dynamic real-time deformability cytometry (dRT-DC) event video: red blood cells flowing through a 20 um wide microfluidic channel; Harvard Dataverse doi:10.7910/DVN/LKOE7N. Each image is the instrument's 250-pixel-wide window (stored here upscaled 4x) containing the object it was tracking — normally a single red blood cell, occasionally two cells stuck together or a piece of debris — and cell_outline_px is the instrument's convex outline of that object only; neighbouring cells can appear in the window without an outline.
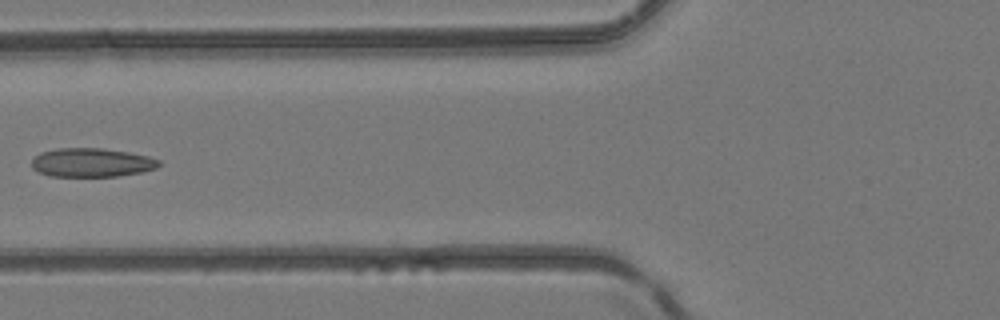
{"species": "common noctule bat (a hibernating species)", "species_latin": "Nyctalus noctula", "temperature_condition": "room temperature", "stored_images_in_passage": 6, "camera_frame_rate_fps": 3000, "um_per_image_px": 0.085, "animal": {"sex": "female", "body_mass_g": 24.6, "forearm_length_mm": 56.2}, "frame": {"image": 1, "passage_image": 5, "time_ms": 6.0, "image_size_px": [1000, 320], "cell_outline_px": [[160, 164], [156, 168], [140, 172], [120, 176], [52, 176], [40, 172], [32, 168], [32, 160], [40, 152], [56, 148], [100, 148], [128, 152], [148, 156], [160, 160]], "centroid_in_image_um": [7.79, 13.81], "position_along_channel_um": 118.0, "area_um2": 21.27}}
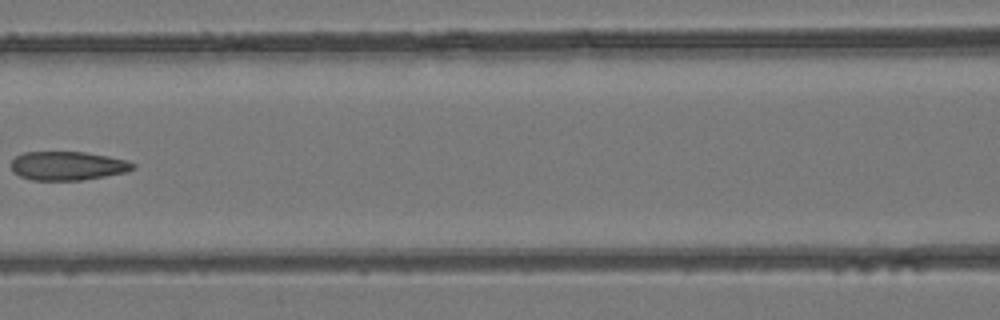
{"frame": {"image": 2, "passage_image": 6, "time_ms": 7.0, "image_size_px": [1000, 320], "cell_outline_px": [[136, 168], [128, 172], [80, 180], [32, 180], [20, 176], [12, 172], [12, 160], [16, 156], [24, 152], [84, 152], [108, 156], [128, 160], [136, 164]], "centroid_in_image_um": [5.78, 14.09], "position_along_channel_um": 160.8, "area_um2": 20.52}}